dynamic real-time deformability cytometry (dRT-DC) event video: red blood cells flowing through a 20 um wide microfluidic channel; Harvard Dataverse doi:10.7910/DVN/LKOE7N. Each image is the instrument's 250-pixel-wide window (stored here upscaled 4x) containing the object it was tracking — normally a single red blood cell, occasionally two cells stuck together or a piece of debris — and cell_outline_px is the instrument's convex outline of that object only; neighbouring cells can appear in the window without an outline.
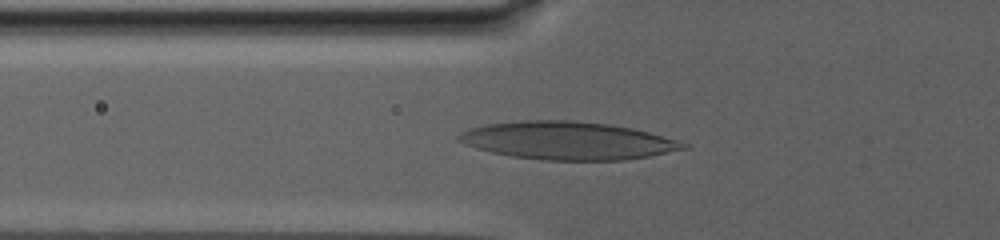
{"species": "human", "species_latin": "Homo sapiens", "temperature_condition": "warm", "stored_images_in_passage": 20, "camera_frame_rate_fps": 3000, "um_per_image_px": 0.085, "donor": {"sex": "male"}, "frame": {"image": 1, "passage_image": 13, "time_ms": 11.0, "image_size_px": [1000, 240], "cell_outline_px": [[688, 148], [652, 156], [624, 160], [544, 160], [512, 156], [492, 152], [476, 148], [464, 144], [456, 140], [456, 136], [460, 132], [468, 128], [488, 124], [520, 120], [572, 120], [608, 124], [632, 128], [648, 132], [676, 140], [688, 144]], "centroid_in_image_um": [48.22, 11.95], "position_along_channel_um": 77.6, "area_um2": 49.65}}
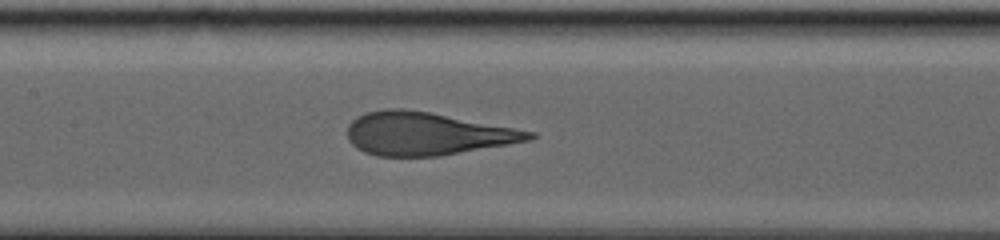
{"frame": {"image": 2, "passage_image": 17, "time_ms": 14.667, "image_size_px": [1000, 240], "cell_outline_px": [[536, 136], [532, 140], [440, 156], [376, 156], [364, 152], [356, 148], [348, 140], [348, 124], [356, 116], [364, 112], [384, 108], [404, 108], [432, 112], [536, 132]], "centroid_in_image_um": [36.25, 11.35], "position_along_channel_um": 171.1, "area_um2": 45.89}}
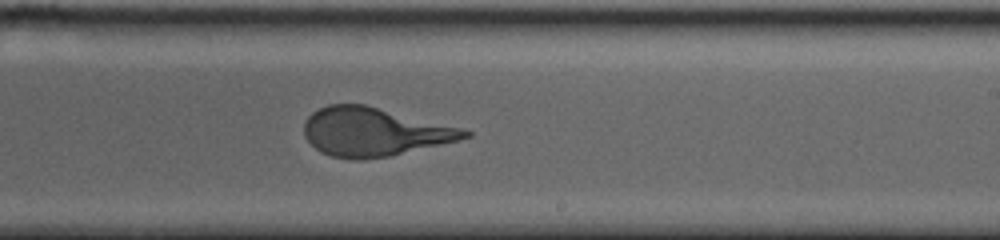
{"frame": {"image": 3, "passage_image": 20, "time_ms": 18.0, "image_size_px": [1000, 240], "cell_outline_px": [[472, 136], [392, 156], [360, 160], [352, 160], [332, 156], [320, 152], [304, 136], [304, 120], [312, 112], [328, 104], [364, 104], [460, 128], [472, 132]], "centroid_in_image_um": [31.73, 11.22], "position_along_channel_um": 257.3, "area_um2": 45.03}}